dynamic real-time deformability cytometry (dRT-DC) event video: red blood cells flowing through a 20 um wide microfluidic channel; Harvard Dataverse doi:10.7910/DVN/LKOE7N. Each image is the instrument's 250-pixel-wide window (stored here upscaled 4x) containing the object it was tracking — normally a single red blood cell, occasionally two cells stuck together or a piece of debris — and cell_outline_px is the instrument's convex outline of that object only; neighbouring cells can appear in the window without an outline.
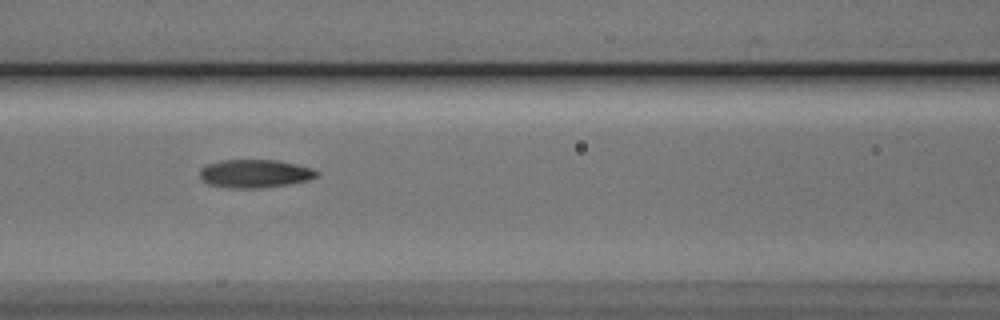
{"species": "Egyptian fruit bat (a non-hibernating species)", "species_latin": "Rousettus aegyptiacus", "temperature_condition": "cold", "stored_images_in_passage": 9, "camera_frame_rate_fps": 3000, "um_per_image_px": 0.085, "animal": {"sex": "male"}, "frame": {"image": 1, "passage_image": 7, "time_ms": 2.0, "image_size_px": [1000, 320], "cell_outline_px": [[320, 172], [316, 176], [308, 180], [288, 184], [260, 188], [228, 188], [208, 184], [200, 176], [200, 168], [208, 164], [220, 160], [276, 160], [296, 164], [312, 168]], "centroid_in_image_um": [21.66, 14.75], "position_along_channel_um": 144.9, "area_um2": 19.19}}
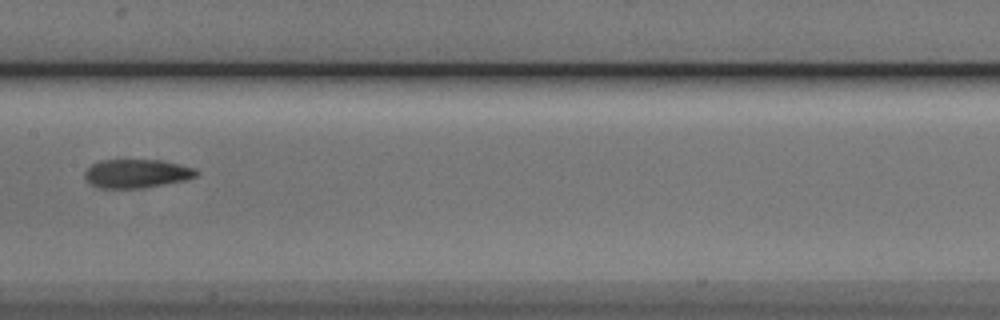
{"frame": {"image": 2, "passage_image": 8, "time_ms": 2.333, "image_size_px": [1000, 320], "cell_outline_px": [[200, 172], [196, 176], [184, 180], [144, 188], [100, 188], [92, 184], [84, 176], [84, 172], [92, 164], [100, 160], [124, 156], [164, 160], [196, 168]], "centroid_in_image_um": [11.62, 14.68], "position_along_channel_um": 195.8, "area_um2": 19.59}}
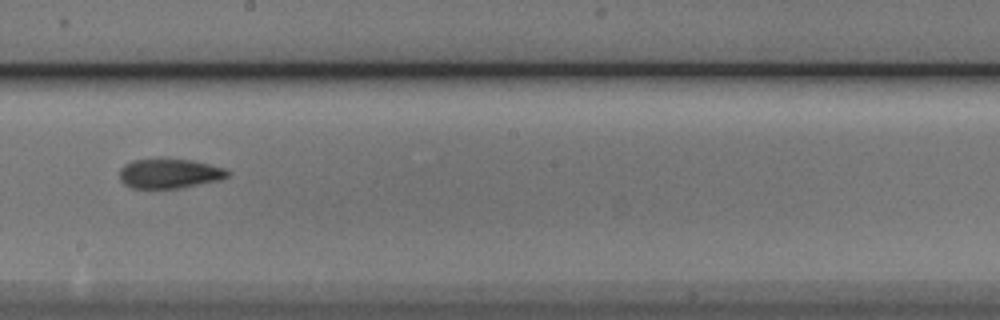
{"frame": {"image": 3, "passage_image": 9, "time_ms": 2.667, "image_size_px": [1000, 320], "cell_outline_px": [[228, 176], [220, 180], [180, 188], [132, 188], [124, 184], [120, 180], [120, 168], [124, 164], [132, 160], [164, 156], [192, 160], [224, 168], [228, 172]], "centroid_in_image_um": [14.35, 14.71], "position_along_channel_um": 233.8, "area_um2": 19.19}}